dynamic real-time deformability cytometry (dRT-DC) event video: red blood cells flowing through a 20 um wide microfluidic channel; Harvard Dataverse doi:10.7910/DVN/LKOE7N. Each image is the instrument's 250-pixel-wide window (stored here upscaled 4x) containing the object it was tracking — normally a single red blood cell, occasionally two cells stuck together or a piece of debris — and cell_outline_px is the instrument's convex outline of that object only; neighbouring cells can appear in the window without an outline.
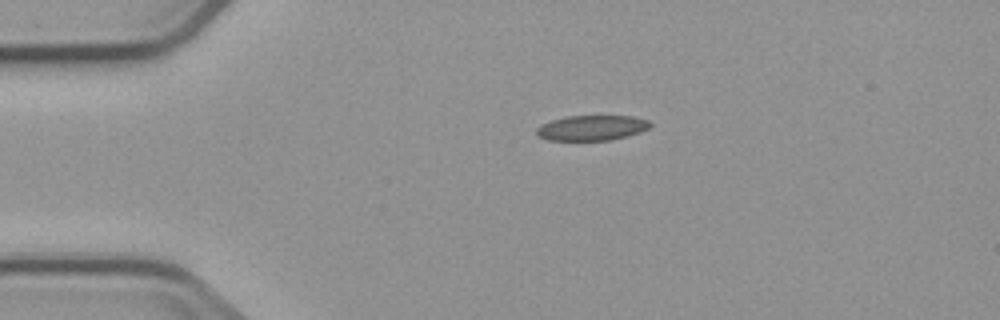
{"species": "common noctule bat (a hibernating species)", "species_latin": "Nyctalus noctula", "temperature_condition": "cold", "stored_images_in_passage": 2, "camera_frame_rate_fps": 3000, "um_per_image_px": 0.085, "animal": {"sex": "male", "body_mass_g": 23.1, "forearm_length_mm": 52.7}, "frame": {"image": 1, "passage_image": 1, "time_ms": 0.0, "image_size_px": [1000, 320], "cell_outline_px": [[652, 124], [648, 128], [640, 132], [628, 136], [612, 140], [548, 140], [536, 136], [536, 128], [540, 124], [552, 120], [568, 116], [632, 116], [648, 120]], "centroid_in_image_um": [50.28, 10.87], "position_along_channel_um": 34.7, "area_um2": 16.76}}